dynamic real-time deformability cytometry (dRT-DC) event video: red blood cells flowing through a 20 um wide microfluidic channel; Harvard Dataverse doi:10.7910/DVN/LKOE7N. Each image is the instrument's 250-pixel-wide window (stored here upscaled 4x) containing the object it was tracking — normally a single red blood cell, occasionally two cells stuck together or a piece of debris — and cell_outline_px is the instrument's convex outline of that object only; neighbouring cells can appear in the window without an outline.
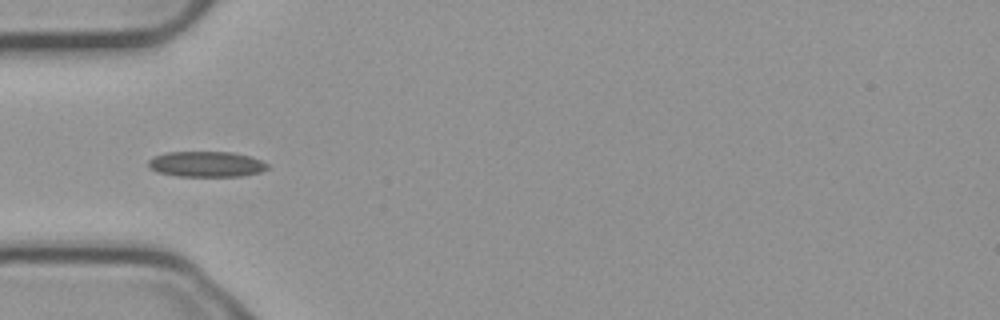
{"species": "common noctule bat (a hibernating species)", "species_latin": "Nyctalus noctula", "temperature_condition": "cold", "stored_images_in_passage": 8, "camera_frame_rate_fps": 3000, "um_per_image_px": 0.085, "animal": {"sex": "male", "body_mass_g": 23.1, "forearm_length_mm": 52.7}, "frame": {"image": 1, "passage_image": 3, "time_ms": 0.667, "image_size_px": [1000, 320], "cell_outline_px": [[268, 168], [260, 172], [240, 176], [176, 176], [156, 172], [148, 168], [148, 160], [156, 156], [168, 152], [232, 152], [248, 156], [260, 160], [268, 164]], "centroid_in_image_um": [17.5, 13.96], "position_along_channel_um": 67.5, "area_um2": 17.69}}
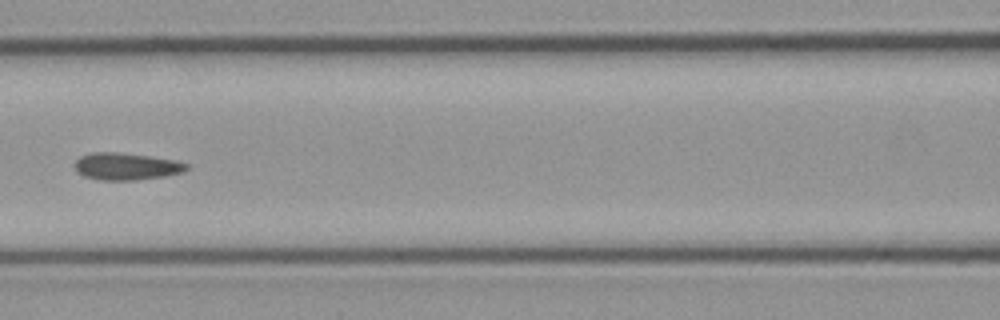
{"frame": {"image": 2, "passage_image": 5, "time_ms": 1.333, "image_size_px": [1000, 320], "cell_outline_px": [[188, 168], [184, 172], [164, 176], [136, 180], [100, 180], [84, 176], [76, 172], [72, 164], [80, 156], [92, 152], [116, 152], [148, 156], [176, 160], [188, 164]], "centroid_in_image_um": [10.69, 14.14], "position_along_channel_um": 155.9, "area_um2": 17.8}}
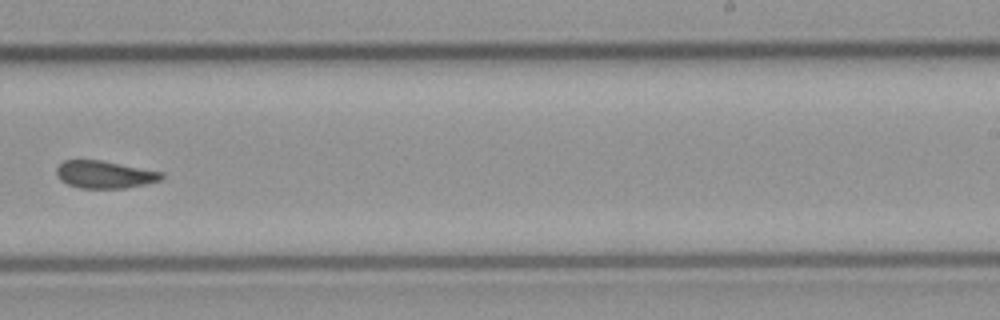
{"frame": {"image": 3, "passage_image": 8, "time_ms": 2.333, "image_size_px": [1000, 320], "cell_outline_px": [[164, 176], [160, 180], [144, 184], [124, 188], [80, 188], [68, 184], [60, 180], [56, 176], [56, 168], [64, 160], [100, 160], [164, 172]], "centroid_in_image_um": [8.87, 14.83], "position_along_channel_um": 280.1, "area_um2": 16.76}}